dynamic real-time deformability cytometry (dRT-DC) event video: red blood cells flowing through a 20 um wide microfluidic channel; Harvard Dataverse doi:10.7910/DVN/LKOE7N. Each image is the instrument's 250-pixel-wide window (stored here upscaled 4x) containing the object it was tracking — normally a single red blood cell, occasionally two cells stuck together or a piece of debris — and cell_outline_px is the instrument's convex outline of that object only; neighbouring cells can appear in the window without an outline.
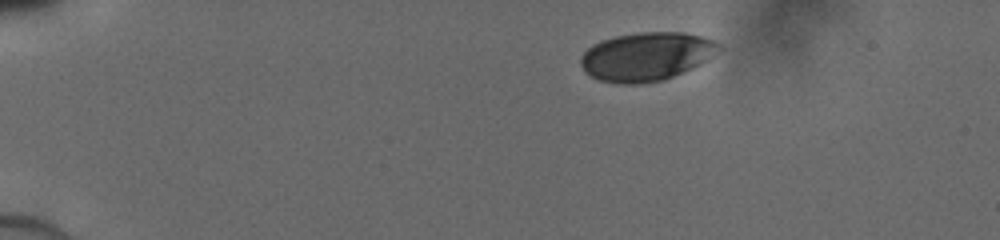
{"species": "human", "species_latin": "Homo sapiens", "temperature_condition": "cold", "stored_images_in_passage": 4, "camera_frame_rate_fps": 3000, "um_per_image_px": 0.085, "donor": {"sex": "male"}, "frame": {"image": 1, "passage_image": 1, "time_ms": 0.0, "image_size_px": [1000, 240], "cell_outline_px": [[688, 36], [684, 48], [676, 68], [672, 72], [664, 76], [640, 80], [620, 80], [584, 60], [596, 48], [612, 40], [636, 36]], "centroid_in_image_um": [54.31, 4.82], "position_along_channel_um": 30.7, "area_um2": 24.28}}